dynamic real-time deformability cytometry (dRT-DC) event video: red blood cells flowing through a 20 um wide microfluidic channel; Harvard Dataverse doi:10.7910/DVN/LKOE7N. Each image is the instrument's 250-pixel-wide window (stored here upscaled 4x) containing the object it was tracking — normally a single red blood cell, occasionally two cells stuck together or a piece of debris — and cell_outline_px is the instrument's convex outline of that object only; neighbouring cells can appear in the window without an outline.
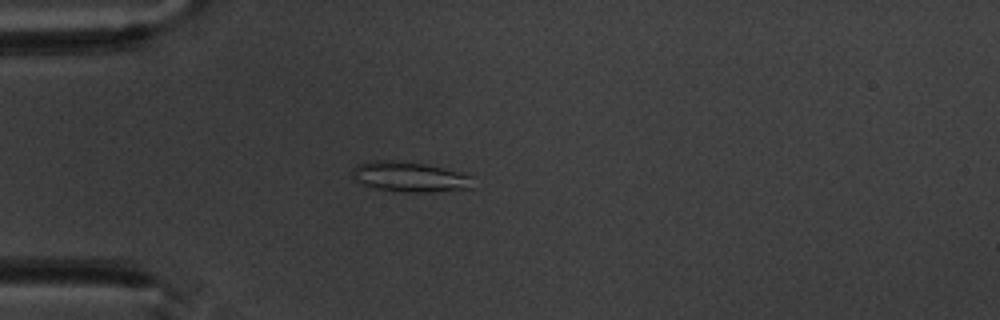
{"species": "common noctule bat (a hibernating species)", "species_latin": "Nyctalus noctula", "temperature_condition": "warm", "stored_images_in_passage": 6, "camera_frame_rate_fps": 3000, "um_per_image_px": 0.085, "animal": {"sex": "male", "body_mass_g": 20.1, "forearm_length_mm": 53.5}, "frame": {"image": 1, "passage_image": 4, "time_ms": 3.667, "image_size_px": [1000, 320], "cell_outline_px": [[476, 188], [436, 192], [392, 192], [360, 184], [352, 176], [352, 168], [356, 164], [372, 160], [392, 160], [424, 164], [460, 172], [476, 176]], "centroid_in_image_um": [34.89, 15.05], "position_along_channel_um": 50.1, "area_um2": 21.91}}
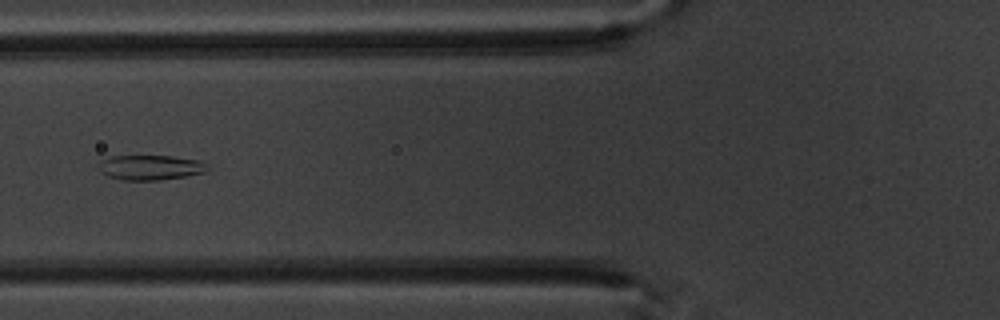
{"frame": {"image": 2, "passage_image": 6, "time_ms": 5.667, "image_size_px": [1000, 320], "cell_outline_px": [[212, 168], [204, 172], [184, 176], [160, 180], [120, 180], [108, 176], [100, 172], [100, 160], [112, 156], [172, 156], [196, 160], [208, 164]], "centroid_in_image_um": [12.79, 14.24], "position_along_channel_um": 113.0, "area_um2": 15.78}}